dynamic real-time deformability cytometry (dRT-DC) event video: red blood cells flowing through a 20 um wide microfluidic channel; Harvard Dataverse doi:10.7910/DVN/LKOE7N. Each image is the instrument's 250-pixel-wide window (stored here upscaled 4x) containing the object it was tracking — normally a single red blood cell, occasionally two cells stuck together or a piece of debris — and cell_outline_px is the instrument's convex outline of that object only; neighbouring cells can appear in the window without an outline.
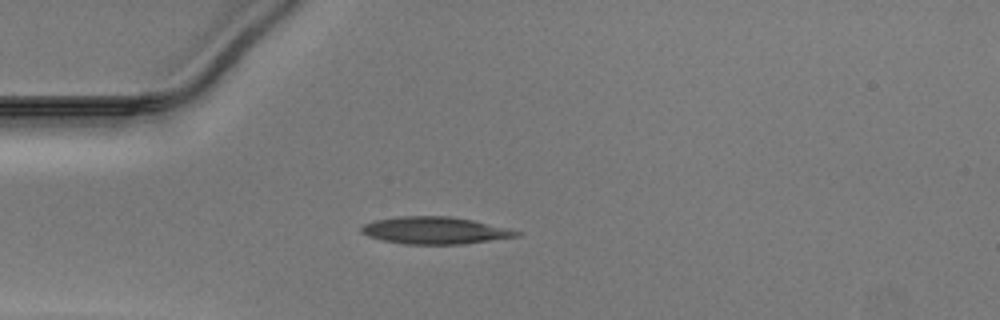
{"species": "Egyptian fruit bat (a non-hibernating species)", "species_latin": "Rousettus aegyptiacus", "temperature_condition": "warm", "stored_images_in_passage": 37, "camera_frame_rate_fps": 3000, "um_per_image_px": 0.085, "animal": {"sex": "male"}, "frame": {"image": 1, "passage_image": 1, "time_ms": 0.0, "image_size_px": [1000, 320], "cell_outline_px": [[520, 236], [460, 244], [404, 244], [384, 240], [368, 236], [360, 232], [360, 228], [364, 224], [372, 220], [400, 216], [452, 216], [472, 220], [520, 232]], "centroid_in_image_um": [36.88, 19.58], "position_along_channel_um": 48.1, "area_um2": 24.28}}
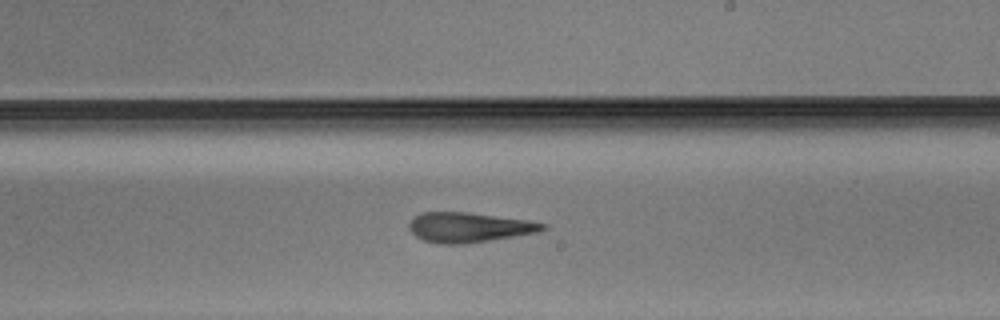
{"frame": {"image": 2, "passage_image": 17, "time_ms": 5.333, "image_size_px": [1000, 320], "cell_outline_px": [[548, 228], [540, 232], [464, 244], [440, 244], [424, 240], [416, 236], [408, 228], [408, 224], [412, 216], [420, 212], [468, 212], [528, 220], [548, 224]], "centroid_in_image_um": [39.86, 19.31], "position_along_channel_um": 249.1, "area_um2": 23.47}}
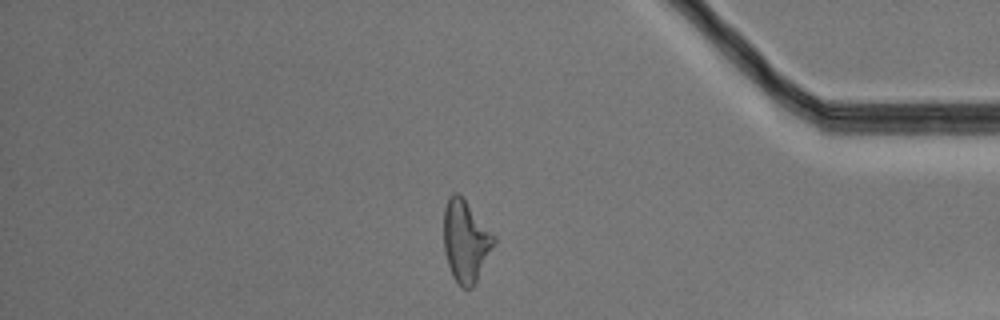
{"frame": {"image": 3, "passage_image": 30, "time_ms": 9.667, "image_size_px": [1000, 320], "cell_outline_px": [[496, 240], [472, 288], [464, 288], [452, 276], [444, 252], [444, 208], [448, 200], [456, 192], [464, 200], [496, 236]], "centroid_in_image_um": [39.57, 20.51], "position_along_channel_um": 395.6, "area_um2": 23.18}}